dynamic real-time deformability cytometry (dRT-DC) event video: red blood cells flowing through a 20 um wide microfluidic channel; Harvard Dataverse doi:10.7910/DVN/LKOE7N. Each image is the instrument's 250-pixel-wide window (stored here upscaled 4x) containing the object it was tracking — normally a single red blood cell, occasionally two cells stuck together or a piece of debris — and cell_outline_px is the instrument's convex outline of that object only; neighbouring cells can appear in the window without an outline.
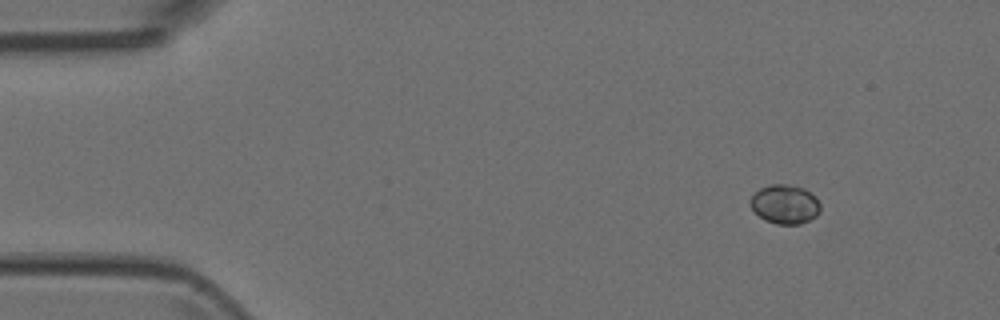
{"species": "Egyptian fruit bat (a non-hibernating species)", "species_latin": "Rousettus aegyptiacus", "temperature_condition": "room temperature", "stored_images_in_passage": 7, "camera_frame_rate_fps": 3000, "um_per_image_px": 0.085, "animal": {"sex": "female"}, "frame": {"image": 1, "passage_image": 1, "time_ms": 0.0, "image_size_px": [1000, 320], "cell_outline_px": [[820, 212], [816, 216], [800, 224], [776, 224], [764, 220], [752, 208], [752, 196], [760, 188], [772, 184], [788, 184], [804, 188], [816, 196], [820, 204]], "centroid_in_image_um": [66.76, 17.36], "position_along_channel_um": 18.2, "area_um2": 15.84}}
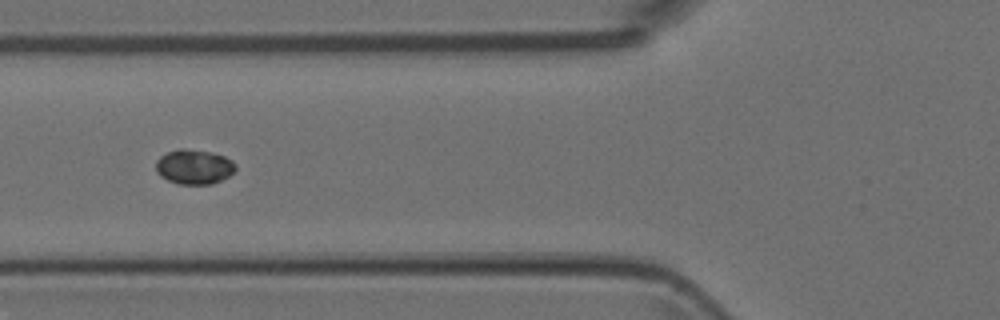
{"frame": {"image": 2, "passage_image": 5, "time_ms": 1.333, "image_size_px": [1000, 320], "cell_outline_px": [[236, 168], [228, 176], [212, 184], [180, 184], [168, 180], [160, 176], [156, 172], [156, 160], [160, 156], [168, 152], [180, 148], [184, 148], [212, 152], [224, 156], [232, 160], [236, 164]], "centroid_in_image_um": [16.48, 14.17], "position_along_channel_um": 109.3, "area_um2": 16.13}}
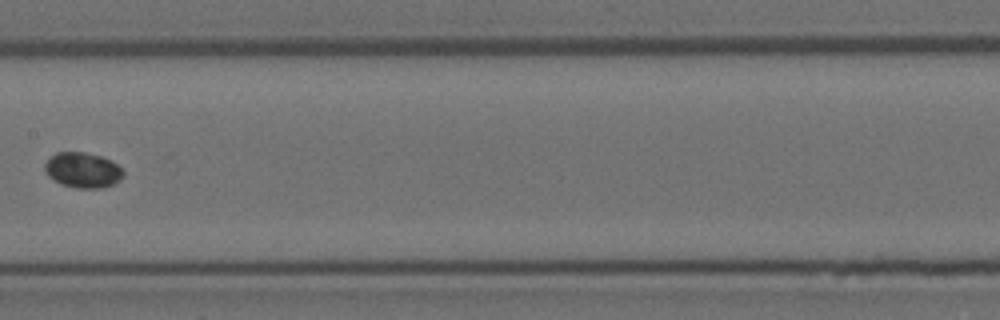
{"frame": {"image": 3, "passage_image": 7, "time_ms": 2.0, "image_size_px": [1000, 320], "cell_outline_px": [[124, 176], [120, 180], [112, 184], [100, 188], [76, 188], [60, 184], [52, 180], [44, 172], [44, 164], [56, 152], [84, 152], [100, 156], [112, 160], [124, 172]], "centroid_in_image_um": [7.01, 14.46], "position_along_channel_um": 200.4, "area_um2": 16.24}}